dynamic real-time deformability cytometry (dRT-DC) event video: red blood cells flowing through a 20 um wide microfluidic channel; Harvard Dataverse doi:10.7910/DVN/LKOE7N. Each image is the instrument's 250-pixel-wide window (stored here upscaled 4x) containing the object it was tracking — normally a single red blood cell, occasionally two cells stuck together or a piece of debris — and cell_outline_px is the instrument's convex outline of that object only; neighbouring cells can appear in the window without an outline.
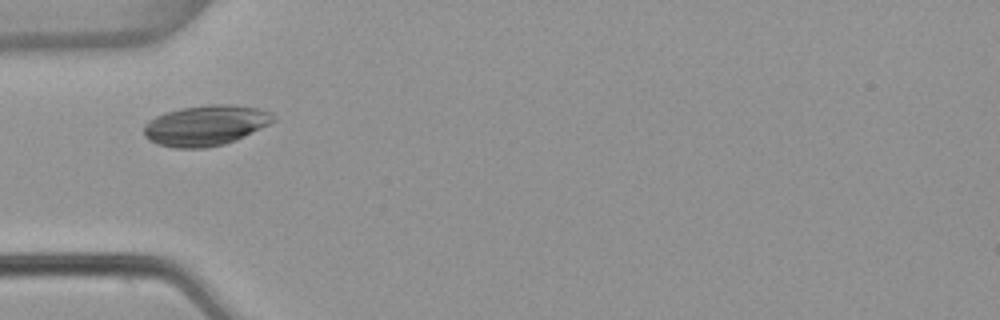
{"species": "common noctule bat (a hibernating species)", "species_latin": "Nyctalus noctula", "temperature_condition": "warm", "stored_images_in_passage": 48, "camera_frame_rate_fps": 3000, "um_per_image_px": 0.085, "animal": {"sex": "female", "body_mass_g": 22.7, "forearm_length_mm": 54.2}, "frame": {"image": 1, "passage_image": 12, "time_ms": 3.667, "image_size_px": [1000, 320], "cell_outline_px": [[276, 120], [236, 140], [224, 144], [204, 148], [172, 148], [156, 144], [148, 140], [144, 136], [144, 124], [148, 120], [156, 116], [180, 108], [208, 104], [232, 104], [260, 108], [272, 112], [276, 116]], "centroid_in_image_um": [17.47, 10.65], "position_along_channel_um": 67.5, "area_um2": 30.75}}
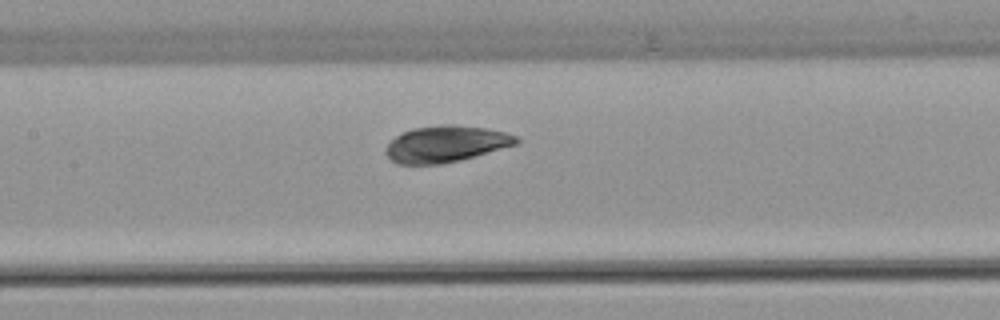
{"frame": {"image": 2, "passage_image": 20, "time_ms": 6.333, "image_size_px": [1000, 320], "cell_outline_px": [[520, 144], [460, 160], [440, 164], [400, 164], [392, 160], [384, 152], [388, 144], [396, 136], [412, 128], [444, 124], [452, 124], [488, 128], [504, 132], [516, 136], [520, 140]], "centroid_in_image_um": [37.94, 12.23], "position_along_channel_um": 169.5, "area_um2": 27.74}}
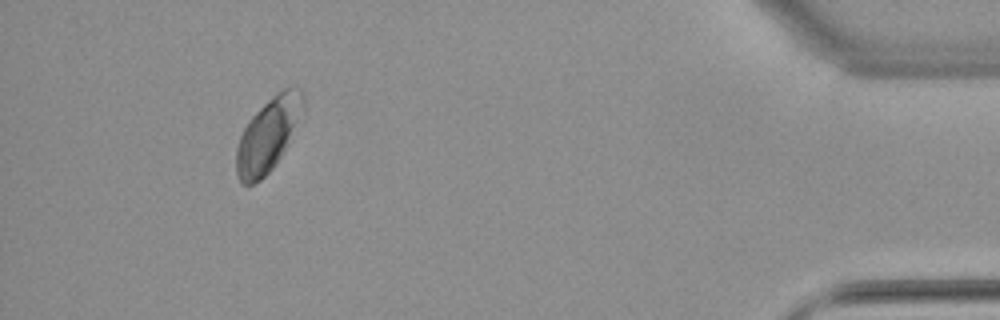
{"frame": {"image": 3, "passage_image": 44, "time_ms": 14.333, "image_size_px": [1000, 320], "cell_outline_px": [[304, 104], [284, 148], [280, 156], [272, 168], [260, 180], [252, 184], [240, 184], [236, 172], [236, 148], [240, 136], [248, 120], [276, 92], [292, 84], [300, 88], [304, 92]], "centroid_in_image_um": [22.75, 11.42], "position_along_channel_um": 412.5, "area_um2": 27.98}}